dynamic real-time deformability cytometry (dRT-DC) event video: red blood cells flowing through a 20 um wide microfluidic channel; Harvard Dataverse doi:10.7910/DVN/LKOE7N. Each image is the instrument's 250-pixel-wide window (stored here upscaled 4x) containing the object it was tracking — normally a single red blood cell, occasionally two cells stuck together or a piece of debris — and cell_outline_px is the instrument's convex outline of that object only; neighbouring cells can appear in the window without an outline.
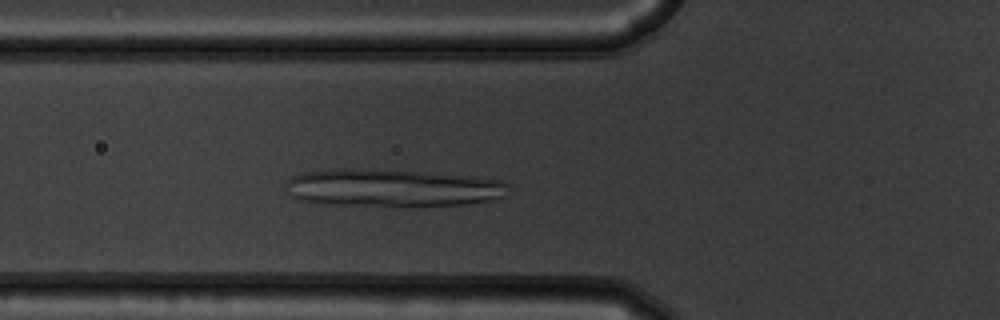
{"species": "common noctule bat (a hibernating species)", "species_latin": "Nyctalus noctula", "temperature_condition": "warm", "stored_images_in_passage": 47, "camera_frame_rate_fps": 3000, "um_per_image_px": 0.085, "animal": {"sex": "male", "body_mass_g": 19.5, "forearm_length_mm": 54.6}, "frame": {"image": 1, "passage_image": 13, "time_ms": 4.0, "image_size_px": [1000, 320], "cell_outline_px": [[508, 196], [492, 200], [464, 204], [408, 208], [320, 204], [296, 200], [292, 196], [288, 184], [288, 180], [292, 176], [304, 172], [336, 168], [368, 168], [424, 172], [476, 176], [504, 180], [508, 184]], "centroid_in_image_um": [33.41, 15.99], "position_along_channel_um": 92.4, "area_um2": 50.52}}
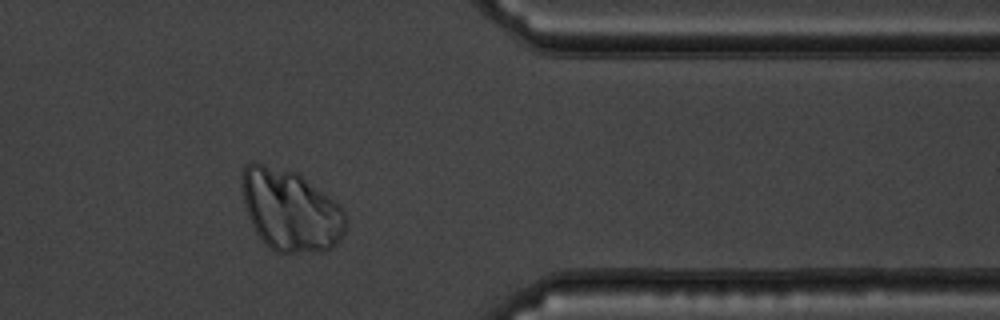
{"frame": {"image": 2, "passage_image": 38, "time_ms": 12.333, "image_size_px": [1000, 320], "cell_outline_px": [[348, 224], [340, 240], [332, 248], [324, 252], [276, 252], [256, 232], [248, 216], [244, 204], [244, 164], [252, 160], [256, 160], [296, 172], [328, 196], [344, 212], [348, 220]], "centroid_in_image_um": [24.71, 17.87], "position_along_channel_um": 386.7, "area_um2": 49.01}}
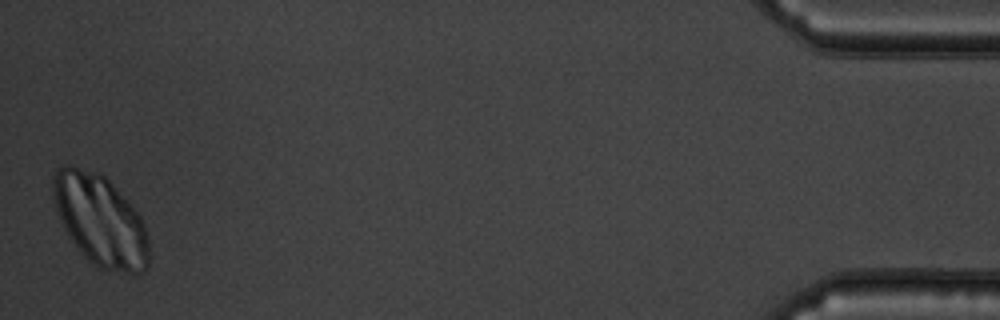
{"frame": {"image": 3, "passage_image": 47, "time_ms": 15.333, "image_size_px": [1000, 320], "cell_outline_px": [[148, 268], [144, 272], [128, 272], [100, 268], [88, 260], [84, 256], [68, 232], [52, 200], [52, 176], [56, 168], [68, 164], [100, 172], [136, 208], [144, 224], [148, 236]], "centroid_in_image_um": [8.53, 18.68], "position_along_channel_um": 426.7, "area_um2": 50.63}}